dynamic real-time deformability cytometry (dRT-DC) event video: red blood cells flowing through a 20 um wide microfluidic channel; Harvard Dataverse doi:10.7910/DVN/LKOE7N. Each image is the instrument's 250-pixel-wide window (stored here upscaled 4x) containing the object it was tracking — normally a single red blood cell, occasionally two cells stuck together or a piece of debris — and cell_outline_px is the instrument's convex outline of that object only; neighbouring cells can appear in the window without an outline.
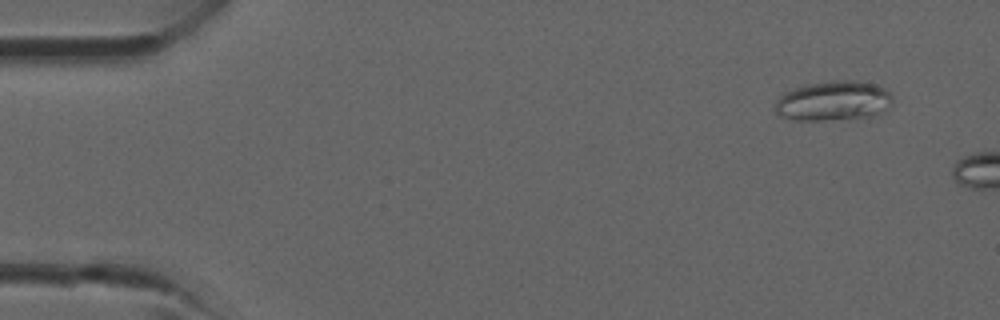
{"species": "common noctule bat (a hibernating species)", "species_latin": "Nyctalus noctula", "temperature_condition": "room temperature", "stored_images_in_passage": 6, "camera_frame_rate_fps": 3000, "um_per_image_px": 0.085, "animal": {"sex": "male", "forearm_length_mm": 52.5}, "frame": {"image": 1, "passage_image": 3, "time_ms": 0.667, "image_size_px": [1000, 320], "cell_outline_px": [[892, 100], [880, 112], [872, 116], [820, 120], [796, 120], [776, 116], [776, 100], [784, 92], [808, 84], [832, 80], [856, 80], [872, 84], [884, 88], [892, 92]], "centroid_in_image_um": [70.8, 8.56], "position_along_channel_um": 14.2, "area_um2": 26.93}}